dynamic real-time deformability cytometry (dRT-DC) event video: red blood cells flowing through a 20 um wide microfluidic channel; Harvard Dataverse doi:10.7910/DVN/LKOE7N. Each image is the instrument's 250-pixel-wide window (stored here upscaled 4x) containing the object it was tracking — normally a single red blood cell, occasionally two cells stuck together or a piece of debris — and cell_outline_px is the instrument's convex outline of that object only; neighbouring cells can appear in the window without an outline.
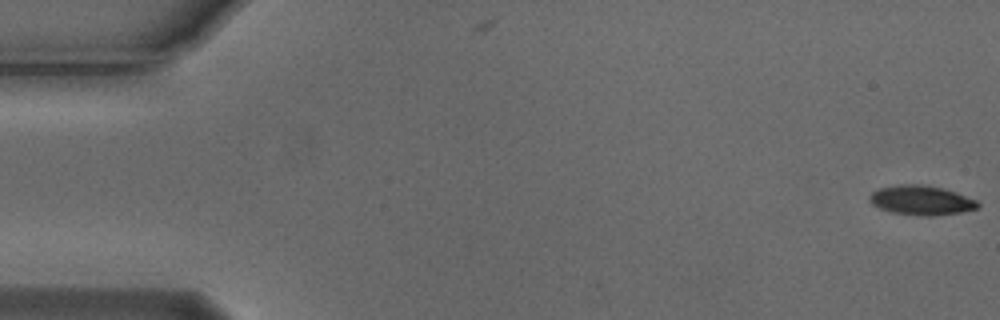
{"species": "Egyptian fruit bat (a non-hibernating species)", "species_latin": "Rousettus aegyptiacus", "temperature_condition": "cold", "stored_images_in_passage": 3, "camera_frame_rate_fps": 3000, "um_per_image_px": 0.085, "animal": {"sex": "male"}, "frame": {"image": 1, "passage_image": 1, "time_ms": 0.0, "image_size_px": [1000, 320], "cell_outline_px": [[980, 204], [976, 208], [960, 212], [932, 216], [920, 216], [892, 212], [880, 208], [872, 204], [868, 200], [868, 196], [872, 192], [880, 188], [900, 184], [924, 184], [944, 188], [956, 192], [976, 200]], "centroid_in_image_um": [78.28, 17.01], "position_along_channel_um": 6.7, "area_um2": 18.61}}